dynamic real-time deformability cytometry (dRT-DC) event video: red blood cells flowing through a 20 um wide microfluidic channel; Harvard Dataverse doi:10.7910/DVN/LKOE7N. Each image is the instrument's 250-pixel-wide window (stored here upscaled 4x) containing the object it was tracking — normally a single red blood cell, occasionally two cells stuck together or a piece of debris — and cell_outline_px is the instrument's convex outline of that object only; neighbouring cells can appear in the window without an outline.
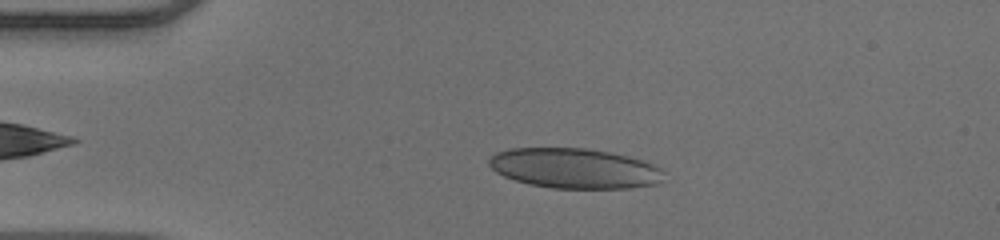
{"species": "human", "species_latin": "Homo sapiens", "temperature_condition": "warm", "stored_images_in_passage": 50, "camera_frame_rate_fps": 3000, "um_per_image_px": 0.085, "donor": {"sex": "male"}, "frame": {"image": 1, "passage_image": 10, "time_ms": 3.0, "image_size_px": [1000, 240], "cell_outline_px": [[664, 172], [660, 184], [632, 188], [552, 188], [528, 184], [504, 176], [496, 172], [488, 164], [488, 160], [496, 152], [508, 148], [584, 148], [608, 152], [628, 156], [644, 160], [660, 168]], "centroid_in_image_um": [48.84, 14.31], "position_along_channel_um": 36.2, "area_um2": 40.98}}
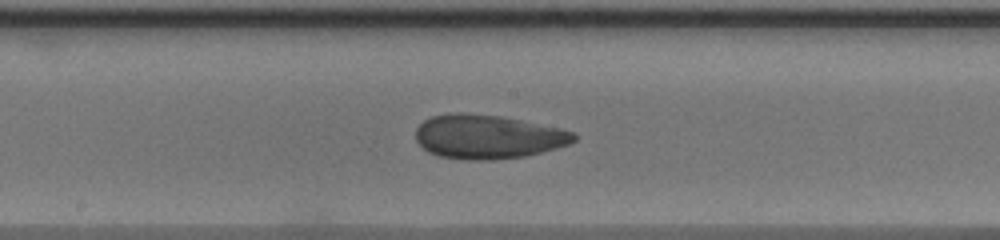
{"frame": {"image": 2, "passage_image": 26, "time_ms": 8.333, "image_size_px": [1000, 240], "cell_outline_px": [[576, 140], [568, 144], [556, 148], [524, 156], [492, 160], [464, 160], [440, 156], [428, 152], [416, 140], [416, 128], [424, 120], [432, 116], [452, 112], [464, 112], [500, 116], [560, 128], [576, 132]], "centroid_in_image_um": [41.45, 11.62], "position_along_channel_um": 206.8, "area_um2": 40.58}}
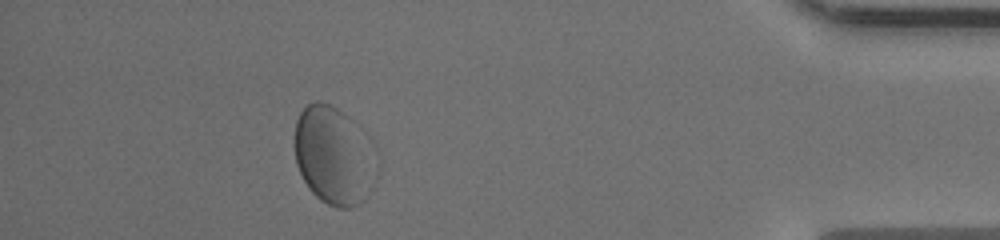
{"frame": {"image": 3, "passage_image": 45, "time_ms": 14.667, "image_size_px": [1000, 240], "cell_outline_px": [[368, 196], [360, 204], [352, 208], [336, 208], [320, 200], [308, 188], [296, 164], [292, 140], [296, 120], [300, 112], [308, 104], [316, 100], [320, 100], [336, 108], [348, 116], [352, 120]], "centroid_in_image_um": [27.98, 13.22], "position_along_channel_um": 407.2, "area_um2": 42.02}, "authors_computed_cell_mechanics": {"area_um2": 41.1825, "velocity_mm_per_s": 3.952, "shape_relaxation_time_tau1_ms": 7.5192, "shape_relaxation_time_tau2_ms": 1.2597, "deformation_change_tau1": 0.1401, "deformation_change_tau2": 0.0603}}